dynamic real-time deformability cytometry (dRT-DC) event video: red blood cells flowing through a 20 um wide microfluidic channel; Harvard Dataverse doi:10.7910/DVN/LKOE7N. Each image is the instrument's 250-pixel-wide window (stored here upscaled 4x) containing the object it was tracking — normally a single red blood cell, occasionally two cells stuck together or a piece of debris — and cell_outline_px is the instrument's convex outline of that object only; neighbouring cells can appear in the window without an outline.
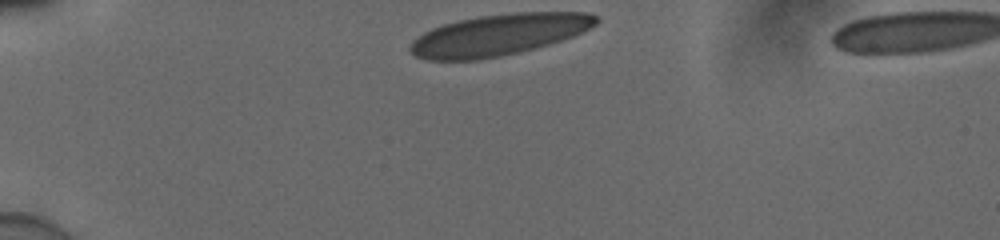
{"species": "human", "species_latin": "Homo sapiens", "temperature_condition": "cold", "stored_images_in_passage": 4, "camera_frame_rate_fps": 3000, "um_per_image_px": 0.085, "donor": {"sex": "male"}, "frame": {"image": 1, "passage_image": 1, "time_ms": 0.0, "image_size_px": [1000, 240], "cell_outline_px": [[600, 20], [596, 24], [572, 36], [536, 48], [500, 56], [476, 60], [428, 60], [416, 56], [408, 52], [408, 48], [412, 40], [424, 32], [432, 28], [444, 24], [460, 20], [480, 16], [512, 12], [588, 12], [600, 16]], "centroid_in_image_um": [42.38, 2.95], "position_along_channel_um": 42.6, "area_um2": 44.74}}
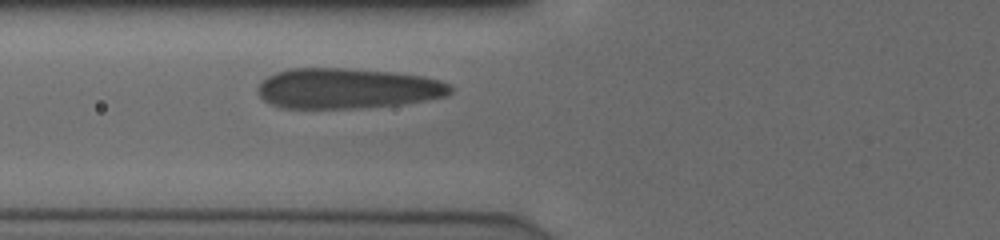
{"frame": {"image": 2, "passage_image": 4, "time_ms": 1.0, "image_size_px": [1000, 240], "cell_outline_px": [[452, 92], [448, 96], [400, 104], [356, 108], [284, 108], [272, 104], [264, 100], [256, 92], [256, 88], [268, 76], [276, 72], [288, 68], [344, 68], [392, 72], [424, 76], [440, 80], [448, 84], [452, 88]], "centroid_in_image_um": [29.51, 7.51], "position_along_channel_um": 96.3, "area_um2": 45.32}}